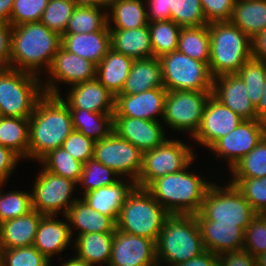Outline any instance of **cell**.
I'll use <instances>...</instances> for the list:
<instances>
[{
    "instance_id": "6da1fadb",
    "label": "cell",
    "mask_w": 266,
    "mask_h": 266,
    "mask_svg": "<svg viewBox=\"0 0 266 266\" xmlns=\"http://www.w3.org/2000/svg\"><path fill=\"white\" fill-rule=\"evenodd\" d=\"M73 130L72 115L62 94L45 93L29 118L27 161L39 162L50 151L62 147Z\"/></svg>"
},
{
    "instance_id": "7a4b0ae2",
    "label": "cell",
    "mask_w": 266,
    "mask_h": 266,
    "mask_svg": "<svg viewBox=\"0 0 266 266\" xmlns=\"http://www.w3.org/2000/svg\"><path fill=\"white\" fill-rule=\"evenodd\" d=\"M60 46L61 36L41 22L12 26L10 68L45 78Z\"/></svg>"
},
{
    "instance_id": "3957f363",
    "label": "cell",
    "mask_w": 266,
    "mask_h": 266,
    "mask_svg": "<svg viewBox=\"0 0 266 266\" xmlns=\"http://www.w3.org/2000/svg\"><path fill=\"white\" fill-rule=\"evenodd\" d=\"M194 161L180 172L154 180L146 188L169 214L195 215L201 210L205 194L213 182L192 170Z\"/></svg>"
},
{
    "instance_id": "277c9868",
    "label": "cell",
    "mask_w": 266,
    "mask_h": 266,
    "mask_svg": "<svg viewBox=\"0 0 266 266\" xmlns=\"http://www.w3.org/2000/svg\"><path fill=\"white\" fill-rule=\"evenodd\" d=\"M205 251L195 215L170 214L156 242L158 266H174ZM168 264V265H167Z\"/></svg>"
},
{
    "instance_id": "5b68a950",
    "label": "cell",
    "mask_w": 266,
    "mask_h": 266,
    "mask_svg": "<svg viewBox=\"0 0 266 266\" xmlns=\"http://www.w3.org/2000/svg\"><path fill=\"white\" fill-rule=\"evenodd\" d=\"M210 34L209 69L213 77L237 74L252 58L251 38L230 21L208 24Z\"/></svg>"
},
{
    "instance_id": "8992f818",
    "label": "cell",
    "mask_w": 266,
    "mask_h": 266,
    "mask_svg": "<svg viewBox=\"0 0 266 266\" xmlns=\"http://www.w3.org/2000/svg\"><path fill=\"white\" fill-rule=\"evenodd\" d=\"M169 215L146 188L135 186L121 207L116 228L157 242Z\"/></svg>"
},
{
    "instance_id": "52a82bcc",
    "label": "cell",
    "mask_w": 266,
    "mask_h": 266,
    "mask_svg": "<svg viewBox=\"0 0 266 266\" xmlns=\"http://www.w3.org/2000/svg\"><path fill=\"white\" fill-rule=\"evenodd\" d=\"M42 78L14 68L0 70V115L30 118L45 94Z\"/></svg>"
},
{
    "instance_id": "ba28073f",
    "label": "cell",
    "mask_w": 266,
    "mask_h": 266,
    "mask_svg": "<svg viewBox=\"0 0 266 266\" xmlns=\"http://www.w3.org/2000/svg\"><path fill=\"white\" fill-rule=\"evenodd\" d=\"M200 213L208 220L236 224L244 230L257 215L234 184L226 182L223 187L214 181L205 194Z\"/></svg>"
},
{
    "instance_id": "9c48e42d",
    "label": "cell",
    "mask_w": 266,
    "mask_h": 266,
    "mask_svg": "<svg viewBox=\"0 0 266 266\" xmlns=\"http://www.w3.org/2000/svg\"><path fill=\"white\" fill-rule=\"evenodd\" d=\"M162 82L167 91H212L209 65L188 57L178 50L159 57Z\"/></svg>"
},
{
    "instance_id": "30bf717a",
    "label": "cell",
    "mask_w": 266,
    "mask_h": 266,
    "mask_svg": "<svg viewBox=\"0 0 266 266\" xmlns=\"http://www.w3.org/2000/svg\"><path fill=\"white\" fill-rule=\"evenodd\" d=\"M192 144L183 141L167 139L162 145L143 152L142 168L137 181V187L147 188L154 180L182 171L196 159Z\"/></svg>"
},
{
    "instance_id": "8fae6325",
    "label": "cell",
    "mask_w": 266,
    "mask_h": 266,
    "mask_svg": "<svg viewBox=\"0 0 266 266\" xmlns=\"http://www.w3.org/2000/svg\"><path fill=\"white\" fill-rule=\"evenodd\" d=\"M212 91H168L162 122L172 131L189 132L192 138L198 131L205 105Z\"/></svg>"
},
{
    "instance_id": "7c38bea8",
    "label": "cell",
    "mask_w": 266,
    "mask_h": 266,
    "mask_svg": "<svg viewBox=\"0 0 266 266\" xmlns=\"http://www.w3.org/2000/svg\"><path fill=\"white\" fill-rule=\"evenodd\" d=\"M36 175L31 190L32 209L42 215L64 216L79 196L73 195L78 184L55 175L43 167ZM74 192V193H73ZM72 195V196H71Z\"/></svg>"
},
{
    "instance_id": "4fadbf2b",
    "label": "cell",
    "mask_w": 266,
    "mask_h": 266,
    "mask_svg": "<svg viewBox=\"0 0 266 266\" xmlns=\"http://www.w3.org/2000/svg\"><path fill=\"white\" fill-rule=\"evenodd\" d=\"M93 158L121 178L136 182L142 168L143 152L112 132L107 138L95 142Z\"/></svg>"
},
{
    "instance_id": "5bb4252c",
    "label": "cell",
    "mask_w": 266,
    "mask_h": 266,
    "mask_svg": "<svg viewBox=\"0 0 266 266\" xmlns=\"http://www.w3.org/2000/svg\"><path fill=\"white\" fill-rule=\"evenodd\" d=\"M42 80L44 92L50 95H61L58 84L72 86L96 78V65L72 52L67 51L62 45L55 54L50 68ZM58 82V84H57Z\"/></svg>"
},
{
    "instance_id": "9a60e30c",
    "label": "cell",
    "mask_w": 266,
    "mask_h": 266,
    "mask_svg": "<svg viewBox=\"0 0 266 266\" xmlns=\"http://www.w3.org/2000/svg\"><path fill=\"white\" fill-rule=\"evenodd\" d=\"M266 134V124L259 120H243L233 131L220 138L209 151L225 160L229 171L247 155Z\"/></svg>"
},
{
    "instance_id": "2e32d148",
    "label": "cell",
    "mask_w": 266,
    "mask_h": 266,
    "mask_svg": "<svg viewBox=\"0 0 266 266\" xmlns=\"http://www.w3.org/2000/svg\"><path fill=\"white\" fill-rule=\"evenodd\" d=\"M108 266H158L156 242L116 228Z\"/></svg>"
},
{
    "instance_id": "e0dca14e",
    "label": "cell",
    "mask_w": 266,
    "mask_h": 266,
    "mask_svg": "<svg viewBox=\"0 0 266 266\" xmlns=\"http://www.w3.org/2000/svg\"><path fill=\"white\" fill-rule=\"evenodd\" d=\"M243 120L211 94L205 105L200 127L191 139L209 150Z\"/></svg>"
},
{
    "instance_id": "ac0fdd59",
    "label": "cell",
    "mask_w": 266,
    "mask_h": 266,
    "mask_svg": "<svg viewBox=\"0 0 266 266\" xmlns=\"http://www.w3.org/2000/svg\"><path fill=\"white\" fill-rule=\"evenodd\" d=\"M160 122L113 116V132L144 152L162 145L168 139L164 124Z\"/></svg>"
},
{
    "instance_id": "d6986e66",
    "label": "cell",
    "mask_w": 266,
    "mask_h": 266,
    "mask_svg": "<svg viewBox=\"0 0 266 266\" xmlns=\"http://www.w3.org/2000/svg\"><path fill=\"white\" fill-rule=\"evenodd\" d=\"M165 88H152L133 95L118 94L115 97L113 116H127L151 121H161L164 115ZM160 115V118L158 117Z\"/></svg>"
},
{
    "instance_id": "ffe728a7",
    "label": "cell",
    "mask_w": 266,
    "mask_h": 266,
    "mask_svg": "<svg viewBox=\"0 0 266 266\" xmlns=\"http://www.w3.org/2000/svg\"><path fill=\"white\" fill-rule=\"evenodd\" d=\"M62 99L69 109H83L90 112L114 114L115 96L96 78L70 86ZM65 97V98H64Z\"/></svg>"
},
{
    "instance_id": "44dd1931",
    "label": "cell",
    "mask_w": 266,
    "mask_h": 266,
    "mask_svg": "<svg viewBox=\"0 0 266 266\" xmlns=\"http://www.w3.org/2000/svg\"><path fill=\"white\" fill-rule=\"evenodd\" d=\"M205 250L216 255L243 249L245 230L236 224L218 223L195 214Z\"/></svg>"
},
{
    "instance_id": "7402d4cb",
    "label": "cell",
    "mask_w": 266,
    "mask_h": 266,
    "mask_svg": "<svg viewBox=\"0 0 266 266\" xmlns=\"http://www.w3.org/2000/svg\"><path fill=\"white\" fill-rule=\"evenodd\" d=\"M57 215H44L38 225L33 246L42 253L50 262L61 255V252L72 247V234L68 220L64 215L58 219ZM71 242V243H70Z\"/></svg>"
},
{
    "instance_id": "603a6c76",
    "label": "cell",
    "mask_w": 266,
    "mask_h": 266,
    "mask_svg": "<svg viewBox=\"0 0 266 266\" xmlns=\"http://www.w3.org/2000/svg\"><path fill=\"white\" fill-rule=\"evenodd\" d=\"M212 95L242 119H257L256 110L248 97L245 83L238 74L215 76Z\"/></svg>"
},
{
    "instance_id": "cb8c5ba5",
    "label": "cell",
    "mask_w": 266,
    "mask_h": 266,
    "mask_svg": "<svg viewBox=\"0 0 266 266\" xmlns=\"http://www.w3.org/2000/svg\"><path fill=\"white\" fill-rule=\"evenodd\" d=\"M61 45L69 52L93 62L96 66L111 49L108 25L91 33L63 34Z\"/></svg>"
},
{
    "instance_id": "d4e9b609",
    "label": "cell",
    "mask_w": 266,
    "mask_h": 266,
    "mask_svg": "<svg viewBox=\"0 0 266 266\" xmlns=\"http://www.w3.org/2000/svg\"><path fill=\"white\" fill-rule=\"evenodd\" d=\"M136 186L132 179L121 178L113 185L100 187L80 196L89 206L117 221L128 194Z\"/></svg>"
},
{
    "instance_id": "484cf974",
    "label": "cell",
    "mask_w": 266,
    "mask_h": 266,
    "mask_svg": "<svg viewBox=\"0 0 266 266\" xmlns=\"http://www.w3.org/2000/svg\"><path fill=\"white\" fill-rule=\"evenodd\" d=\"M65 216L72 237L77 231L76 236L87 233L115 232L116 230V222L111 217L92 209L81 197L70 206ZM74 229L77 230L74 232Z\"/></svg>"
},
{
    "instance_id": "4316f807",
    "label": "cell",
    "mask_w": 266,
    "mask_h": 266,
    "mask_svg": "<svg viewBox=\"0 0 266 266\" xmlns=\"http://www.w3.org/2000/svg\"><path fill=\"white\" fill-rule=\"evenodd\" d=\"M44 215L36 210L0 223V249L33 246L37 228Z\"/></svg>"
},
{
    "instance_id": "83f0119b",
    "label": "cell",
    "mask_w": 266,
    "mask_h": 266,
    "mask_svg": "<svg viewBox=\"0 0 266 266\" xmlns=\"http://www.w3.org/2000/svg\"><path fill=\"white\" fill-rule=\"evenodd\" d=\"M152 88H164L159 58L134 59L130 73L119 94L133 95Z\"/></svg>"
},
{
    "instance_id": "f1b7e54d",
    "label": "cell",
    "mask_w": 266,
    "mask_h": 266,
    "mask_svg": "<svg viewBox=\"0 0 266 266\" xmlns=\"http://www.w3.org/2000/svg\"><path fill=\"white\" fill-rule=\"evenodd\" d=\"M111 48L134 59L153 57L148 25L137 29H109Z\"/></svg>"
},
{
    "instance_id": "f546056e",
    "label": "cell",
    "mask_w": 266,
    "mask_h": 266,
    "mask_svg": "<svg viewBox=\"0 0 266 266\" xmlns=\"http://www.w3.org/2000/svg\"><path fill=\"white\" fill-rule=\"evenodd\" d=\"M109 29H137L148 25L145 0H108Z\"/></svg>"
},
{
    "instance_id": "4dcf8cb0",
    "label": "cell",
    "mask_w": 266,
    "mask_h": 266,
    "mask_svg": "<svg viewBox=\"0 0 266 266\" xmlns=\"http://www.w3.org/2000/svg\"><path fill=\"white\" fill-rule=\"evenodd\" d=\"M132 62V58L111 48L96 66V79L116 97L130 73Z\"/></svg>"
},
{
    "instance_id": "1f68e13d",
    "label": "cell",
    "mask_w": 266,
    "mask_h": 266,
    "mask_svg": "<svg viewBox=\"0 0 266 266\" xmlns=\"http://www.w3.org/2000/svg\"><path fill=\"white\" fill-rule=\"evenodd\" d=\"M114 232L87 233L73 238V248L77 258L96 266L106 264L108 266ZM75 240V241H74Z\"/></svg>"
},
{
    "instance_id": "d6a6232c",
    "label": "cell",
    "mask_w": 266,
    "mask_h": 266,
    "mask_svg": "<svg viewBox=\"0 0 266 266\" xmlns=\"http://www.w3.org/2000/svg\"><path fill=\"white\" fill-rule=\"evenodd\" d=\"M230 22L252 38L266 29V0H236Z\"/></svg>"
},
{
    "instance_id": "836d02e7",
    "label": "cell",
    "mask_w": 266,
    "mask_h": 266,
    "mask_svg": "<svg viewBox=\"0 0 266 266\" xmlns=\"http://www.w3.org/2000/svg\"><path fill=\"white\" fill-rule=\"evenodd\" d=\"M73 128L93 141L107 138L113 132V114L70 109Z\"/></svg>"
},
{
    "instance_id": "e575fe53",
    "label": "cell",
    "mask_w": 266,
    "mask_h": 266,
    "mask_svg": "<svg viewBox=\"0 0 266 266\" xmlns=\"http://www.w3.org/2000/svg\"><path fill=\"white\" fill-rule=\"evenodd\" d=\"M0 144L28 159L29 118L0 116Z\"/></svg>"
},
{
    "instance_id": "d590c367",
    "label": "cell",
    "mask_w": 266,
    "mask_h": 266,
    "mask_svg": "<svg viewBox=\"0 0 266 266\" xmlns=\"http://www.w3.org/2000/svg\"><path fill=\"white\" fill-rule=\"evenodd\" d=\"M177 50L192 59L209 64L210 34L208 25L182 27Z\"/></svg>"
},
{
    "instance_id": "8d00e7d4",
    "label": "cell",
    "mask_w": 266,
    "mask_h": 266,
    "mask_svg": "<svg viewBox=\"0 0 266 266\" xmlns=\"http://www.w3.org/2000/svg\"><path fill=\"white\" fill-rule=\"evenodd\" d=\"M107 24V7L76 6L64 34L91 33Z\"/></svg>"
},
{
    "instance_id": "74e56055",
    "label": "cell",
    "mask_w": 266,
    "mask_h": 266,
    "mask_svg": "<svg viewBox=\"0 0 266 266\" xmlns=\"http://www.w3.org/2000/svg\"><path fill=\"white\" fill-rule=\"evenodd\" d=\"M38 163L47 171L77 184L82 176L83 163L73 158L63 147L50 151Z\"/></svg>"
},
{
    "instance_id": "f35d334b",
    "label": "cell",
    "mask_w": 266,
    "mask_h": 266,
    "mask_svg": "<svg viewBox=\"0 0 266 266\" xmlns=\"http://www.w3.org/2000/svg\"><path fill=\"white\" fill-rule=\"evenodd\" d=\"M153 57L176 51L182 27L172 20L148 23Z\"/></svg>"
},
{
    "instance_id": "ab89813d",
    "label": "cell",
    "mask_w": 266,
    "mask_h": 266,
    "mask_svg": "<svg viewBox=\"0 0 266 266\" xmlns=\"http://www.w3.org/2000/svg\"><path fill=\"white\" fill-rule=\"evenodd\" d=\"M120 179L121 177L111 168L94 158L89 159L82 167V176L78 182V187L80 185L84 190L79 194L83 195L100 187L113 185Z\"/></svg>"
},
{
    "instance_id": "60d3db41",
    "label": "cell",
    "mask_w": 266,
    "mask_h": 266,
    "mask_svg": "<svg viewBox=\"0 0 266 266\" xmlns=\"http://www.w3.org/2000/svg\"><path fill=\"white\" fill-rule=\"evenodd\" d=\"M229 172L231 177H266V134Z\"/></svg>"
},
{
    "instance_id": "b9f144b4",
    "label": "cell",
    "mask_w": 266,
    "mask_h": 266,
    "mask_svg": "<svg viewBox=\"0 0 266 266\" xmlns=\"http://www.w3.org/2000/svg\"><path fill=\"white\" fill-rule=\"evenodd\" d=\"M7 183H0V223L24 216L32 211L31 191L12 190L4 192L3 186Z\"/></svg>"
},
{
    "instance_id": "7bdbcfd3",
    "label": "cell",
    "mask_w": 266,
    "mask_h": 266,
    "mask_svg": "<svg viewBox=\"0 0 266 266\" xmlns=\"http://www.w3.org/2000/svg\"><path fill=\"white\" fill-rule=\"evenodd\" d=\"M171 20L181 27L208 25L201 0H169Z\"/></svg>"
},
{
    "instance_id": "ee69618b",
    "label": "cell",
    "mask_w": 266,
    "mask_h": 266,
    "mask_svg": "<svg viewBox=\"0 0 266 266\" xmlns=\"http://www.w3.org/2000/svg\"><path fill=\"white\" fill-rule=\"evenodd\" d=\"M245 83L247 94L256 108L262 97V88L266 75V63L256 59H249L237 73Z\"/></svg>"
},
{
    "instance_id": "f6af8a7d",
    "label": "cell",
    "mask_w": 266,
    "mask_h": 266,
    "mask_svg": "<svg viewBox=\"0 0 266 266\" xmlns=\"http://www.w3.org/2000/svg\"><path fill=\"white\" fill-rule=\"evenodd\" d=\"M230 183L241 192L252 208L259 214L266 211V177H230Z\"/></svg>"
},
{
    "instance_id": "bcb514c9",
    "label": "cell",
    "mask_w": 266,
    "mask_h": 266,
    "mask_svg": "<svg viewBox=\"0 0 266 266\" xmlns=\"http://www.w3.org/2000/svg\"><path fill=\"white\" fill-rule=\"evenodd\" d=\"M76 5L69 0H49L40 22L62 36Z\"/></svg>"
},
{
    "instance_id": "7dc6e473",
    "label": "cell",
    "mask_w": 266,
    "mask_h": 266,
    "mask_svg": "<svg viewBox=\"0 0 266 266\" xmlns=\"http://www.w3.org/2000/svg\"><path fill=\"white\" fill-rule=\"evenodd\" d=\"M2 266H52L34 246L1 249Z\"/></svg>"
},
{
    "instance_id": "c3c4849f",
    "label": "cell",
    "mask_w": 266,
    "mask_h": 266,
    "mask_svg": "<svg viewBox=\"0 0 266 266\" xmlns=\"http://www.w3.org/2000/svg\"><path fill=\"white\" fill-rule=\"evenodd\" d=\"M49 0H14L10 25L40 22Z\"/></svg>"
},
{
    "instance_id": "681fc988",
    "label": "cell",
    "mask_w": 266,
    "mask_h": 266,
    "mask_svg": "<svg viewBox=\"0 0 266 266\" xmlns=\"http://www.w3.org/2000/svg\"><path fill=\"white\" fill-rule=\"evenodd\" d=\"M243 249L254 257L266 252V216L259 214L251 220L245 230Z\"/></svg>"
},
{
    "instance_id": "f907efd6",
    "label": "cell",
    "mask_w": 266,
    "mask_h": 266,
    "mask_svg": "<svg viewBox=\"0 0 266 266\" xmlns=\"http://www.w3.org/2000/svg\"><path fill=\"white\" fill-rule=\"evenodd\" d=\"M62 147L76 160L83 164L93 158L95 141L81 132L73 130L64 140Z\"/></svg>"
},
{
    "instance_id": "816d5d0a",
    "label": "cell",
    "mask_w": 266,
    "mask_h": 266,
    "mask_svg": "<svg viewBox=\"0 0 266 266\" xmlns=\"http://www.w3.org/2000/svg\"><path fill=\"white\" fill-rule=\"evenodd\" d=\"M236 0H201L207 23L230 21Z\"/></svg>"
},
{
    "instance_id": "f5cc1de1",
    "label": "cell",
    "mask_w": 266,
    "mask_h": 266,
    "mask_svg": "<svg viewBox=\"0 0 266 266\" xmlns=\"http://www.w3.org/2000/svg\"><path fill=\"white\" fill-rule=\"evenodd\" d=\"M20 160L22 161L11 149L0 144V183L9 182Z\"/></svg>"
},
{
    "instance_id": "db71d44e",
    "label": "cell",
    "mask_w": 266,
    "mask_h": 266,
    "mask_svg": "<svg viewBox=\"0 0 266 266\" xmlns=\"http://www.w3.org/2000/svg\"><path fill=\"white\" fill-rule=\"evenodd\" d=\"M219 257V266H256L255 257L247 250L224 252Z\"/></svg>"
},
{
    "instance_id": "11a10c76",
    "label": "cell",
    "mask_w": 266,
    "mask_h": 266,
    "mask_svg": "<svg viewBox=\"0 0 266 266\" xmlns=\"http://www.w3.org/2000/svg\"><path fill=\"white\" fill-rule=\"evenodd\" d=\"M145 3L148 23L171 20L169 0H145Z\"/></svg>"
},
{
    "instance_id": "9f6ffc18",
    "label": "cell",
    "mask_w": 266,
    "mask_h": 266,
    "mask_svg": "<svg viewBox=\"0 0 266 266\" xmlns=\"http://www.w3.org/2000/svg\"><path fill=\"white\" fill-rule=\"evenodd\" d=\"M12 26L0 22V70L10 68Z\"/></svg>"
},
{
    "instance_id": "6f0895ef",
    "label": "cell",
    "mask_w": 266,
    "mask_h": 266,
    "mask_svg": "<svg viewBox=\"0 0 266 266\" xmlns=\"http://www.w3.org/2000/svg\"><path fill=\"white\" fill-rule=\"evenodd\" d=\"M252 58L266 63V29L251 38Z\"/></svg>"
},
{
    "instance_id": "680465c9",
    "label": "cell",
    "mask_w": 266,
    "mask_h": 266,
    "mask_svg": "<svg viewBox=\"0 0 266 266\" xmlns=\"http://www.w3.org/2000/svg\"><path fill=\"white\" fill-rule=\"evenodd\" d=\"M174 266H219L218 255L205 250L200 255Z\"/></svg>"
},
{
    "instance_id": "91938a15",
    "label": "cell",
    "mask_w": 266,
    "mask_h": 266,
    "mask_svg": "<svg viewBox=\"0 0 266 266\" xmlns=\"http://www.w3.org/2000/svg\"><path fill=\"white\" fill-rule=\"evenodd\" d=\"M255 110L257 114V120L266 124V75L264 78V85L262 88V97Z\"/></svg>"
},
{
    "instance_id": "94428289",
    "label": "cell",
    "mask_w": 266,
    "mask_h": 266,
    "mask_svg": "<svg viewBox=\"0 0 266 266\" xmlns=\"http://www.w3.org/2000/svg\"><path fill=\"white\" fill-rule=\"evenodd\" d=\"M14 0H0V22L10 24Z\"/></svg>"
},
{
    "instance_id": "6125c7cd",
    "label": "cell",
    "mask_w": 266,
    "mask_h": 266,
    "mask_svg": "<svg viewBox=\"0 0 266 266\" xmlns=\"http://www.w3.org/2000/svg\"><path fill=\"white\" fill-rule=\"evenodd\" d=\"M73 2L76 6H98L107 7L108 0H69Z\"/></svg>"
},
{
    "instance_id": "be15d7a7",
    "label": "cell",
    "mask_w": 266,
    "mask_h": 266,
    "mask_svg": "<svg viewBox=\"0 0 266 266\" xmlns=\"http://www.w3.org/2000/svg\"><path fill=\"white\" fill-rule=\"evenodd\" d=\"M61 266H96V265L81 260L76 256H73L71 258H68V260L66 259V261H63Z\"/></svg>"
},
{
    "instance_id": "e7e4bbea",
    "label": "cell",
    "mask_w": 266,
    "mask_h": 266,
    "mask_svg": "<svg viewBox=\"0 0 266 266\" xmlns=\"http://www.w3.org/2000/svg\"><path fill=\"white\" fill-rule=\"evenodd\" d=\"M256 266H266V252L255 256Z\"/></svg>"
},
{
    "instance_id": "03108f58",
    "label": "cell",
    "mask_w": 266,
    "mask_h": 266,
    "mask_svg": "<svg viewBox=\"0 0 266 266\" xmlns=\"http://www.w3.org/2000/svg\"><path fill=\"white\" fill-rule=\"evenodd\" d=\"M0 266H2V251L0 249Z\"/></svg>"
}]
</instances>
